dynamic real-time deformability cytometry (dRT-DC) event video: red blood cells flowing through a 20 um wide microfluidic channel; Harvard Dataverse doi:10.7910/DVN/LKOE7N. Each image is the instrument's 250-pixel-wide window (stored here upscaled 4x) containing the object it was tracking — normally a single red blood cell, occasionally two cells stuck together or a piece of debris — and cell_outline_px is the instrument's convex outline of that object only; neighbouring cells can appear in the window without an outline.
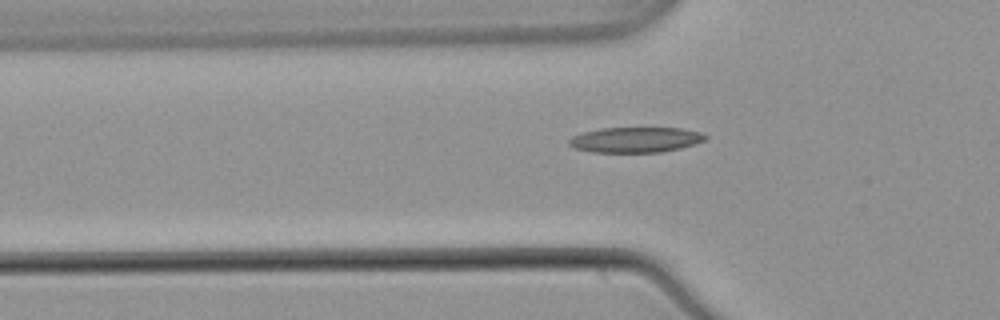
{"species": "common noctule bat (a hibernating species)", "species_latin": "Nyctalus noctula", "temperature_condition": "warm", "stored_images_in_passage": 52, "camera_frame_rate_fps": 3000, "um_per_image_px": 0.085, "animal": {"sex": "male", "body_mass_g": 21.5, "forearm_length_mm": 52.0}, "frame": {"image": 1, "passage_image": 18, "time_ms": 5.667, "image_size_px": [1000, 320], "cell_outline_px": [[708, 136], [704, 140], [680, 148], [660, 152], [592, 152], [572, 148], [568, 144], [568, 140], [572, 136], [584, 132], [600, 128], [680, 128], [700, 132]], "centroid_in_image_um": [53.96, 11.88], "position_along_channel_um": 71.8, "area_um2": 20.06}}
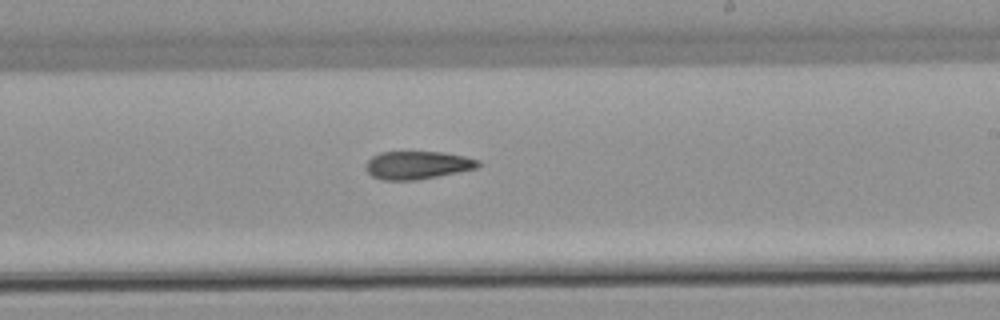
{"frame": {"image": 2, "passage_image": 32, "time_ms": 10.333, "image_size_px": [1000, 320], "cell_outline_px": [[480, 164], [476, 168], [416, 180], [380, 180], [372, 176], [364, 168], [368, 160], [372, 156], [380, 152], [440, 152], [464, 156], [480, 160]], "centroid_in_image_um": [35.43, 14.03], "position_along_channel_um": 253.6, "area_um2": 18.21}}
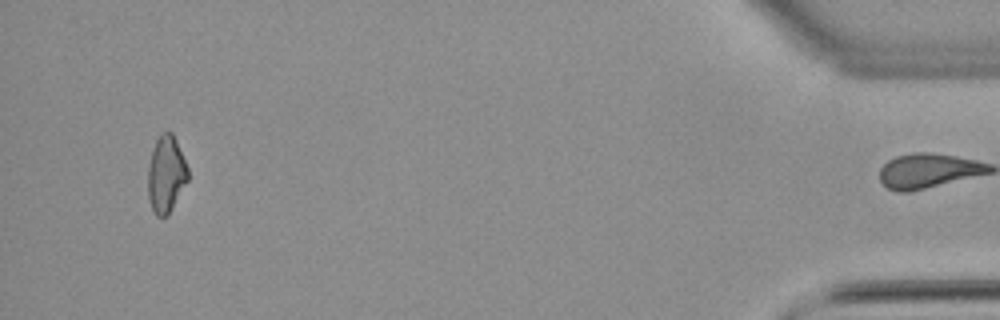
{"frame": {"image": 3, "passage_image": 51, "time_ms": 16.667, "image_size_px": [1000, 320], "cell_outline_px": [[188, 180], [168, 216], [156, 216], [148, 200], [148, 164], [152, 148], [160, 132], [168, 128], [172, 132], [176, 140], [188, 168]], "centroid_in_image_um": [14.1, 14.77], "position_along_channel_um": 421.1, "area_um2": 18.21}}